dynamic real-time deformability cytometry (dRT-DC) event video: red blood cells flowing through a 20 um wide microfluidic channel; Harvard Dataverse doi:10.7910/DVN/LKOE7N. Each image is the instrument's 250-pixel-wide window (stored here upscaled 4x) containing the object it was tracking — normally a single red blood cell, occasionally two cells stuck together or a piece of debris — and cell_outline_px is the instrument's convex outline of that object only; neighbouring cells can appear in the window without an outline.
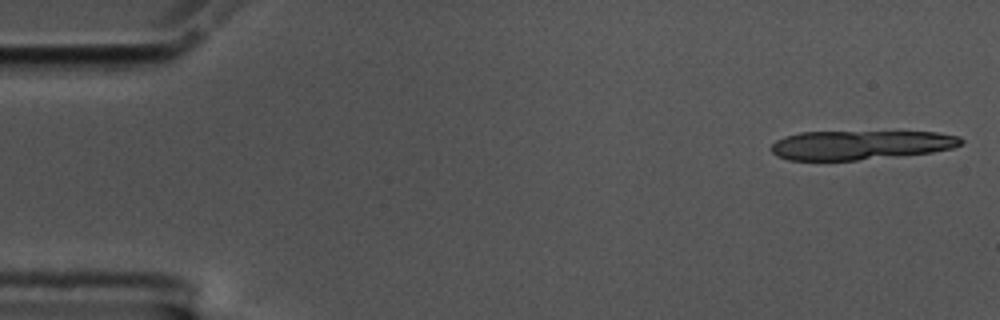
{"species": "common noctule bat (a hibernating species)", "species_latin": "Nyctalus noctula", "temperature_condition": "cold", "stored_images_in_passage": 11, "camera_frame_rate_fps": 3000, "um_per_image_px": 0.085, "animal": {"sex": "male", "body_mass_g": 17.5, "forearm_length_mm": 52.3}, "frame": {"image": 1, "passage_image": 1, "time_ms": 0.0, "image_size_px": [1000, 320], "cell_outline_px": [[964, 144], [952, 148], [932, 152], [856, 160], [788, 160], [776, 156], [772, 152], [772, 144], [776, 140], [784, 136], [800, 132], [936, 132], [960, 136], [964, 140]], "centroid_in_image_um": [73.15, 12.32], "position_along_channel_um": 11.9, "area_um2": 32.25}}